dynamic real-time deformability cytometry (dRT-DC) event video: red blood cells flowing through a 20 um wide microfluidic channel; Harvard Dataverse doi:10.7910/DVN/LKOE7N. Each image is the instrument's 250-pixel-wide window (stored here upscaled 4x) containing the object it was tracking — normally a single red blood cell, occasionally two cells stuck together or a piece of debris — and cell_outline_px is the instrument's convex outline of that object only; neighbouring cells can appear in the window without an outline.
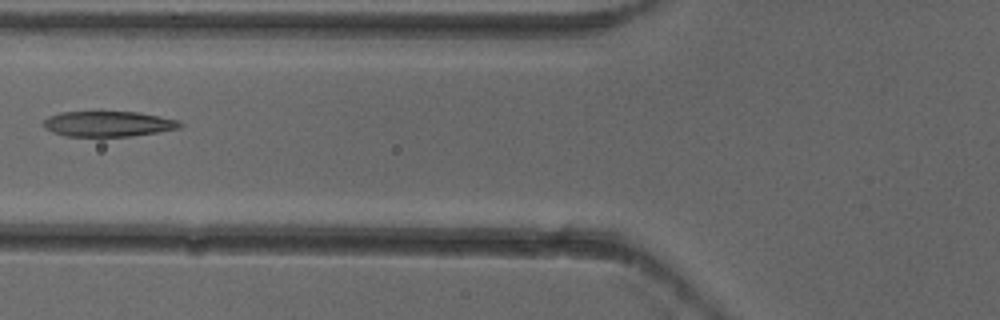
{"species": "common noctule bat (a hibernating species)", "species_latin": "Nyctalus noctula", "temperature_condition": "cold", "stored_images_in_passage": 6, "camera_frame_rate_fps": 3000, "um_per_image_px": 0.085, "animal": {"sex": "female"}, "frame": {"image": 1, "passage_image": 6, "time_ms": 1.667, "image_size_px": [1000, 320], "cell_outline_px": [[184, 124], [180, 128], [132, 136], [64, 136], [52, 132], [44, 128], [44, 120], [48, 116], [60, 112], [140, 112], [180, 120]], "centroid_in_image_um": [9.21, 10.52], "position_along_channel_um": 116.6, "area_um2": 20.29}}